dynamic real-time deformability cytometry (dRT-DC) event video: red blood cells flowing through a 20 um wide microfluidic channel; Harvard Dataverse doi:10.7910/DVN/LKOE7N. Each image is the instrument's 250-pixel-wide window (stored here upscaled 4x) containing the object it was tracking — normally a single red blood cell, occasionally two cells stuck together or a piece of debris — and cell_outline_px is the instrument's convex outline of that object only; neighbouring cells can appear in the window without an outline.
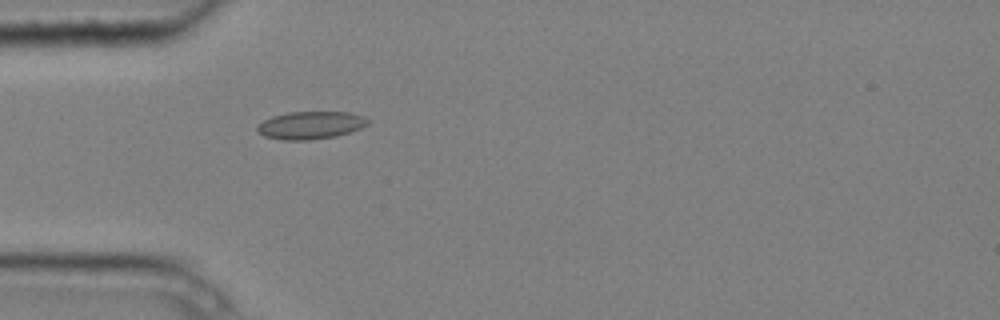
{"species": "common noctule bat (a hibernating species)", "species_latin": "Nyctalus noctula", "temperature_condition": "cold", "stored_images_in_passage": 2, "camera_frame_rate_fps": 3000, "um_per_image_px": 0.085, "animal": {"sex": "male", "body_mass_g": 20.4}, "frame": {"image": 1, "passage_image": 2, "time_ms": 0.333, "image_size_px": [1000, 320], "cell_outline_px": [[368, 124], [360, 128], [336, 136], [308, 140], [284, 140], [264, 136], [256, 132], [256, 128], [264, 120], [272, 116], [288, 112], [348, 112], [364, 116], [368, 120]], "centroid_in_image_um": [26.37, 10.64], "position_along_channel_um": 58.6, "area_um2": 17.74}}